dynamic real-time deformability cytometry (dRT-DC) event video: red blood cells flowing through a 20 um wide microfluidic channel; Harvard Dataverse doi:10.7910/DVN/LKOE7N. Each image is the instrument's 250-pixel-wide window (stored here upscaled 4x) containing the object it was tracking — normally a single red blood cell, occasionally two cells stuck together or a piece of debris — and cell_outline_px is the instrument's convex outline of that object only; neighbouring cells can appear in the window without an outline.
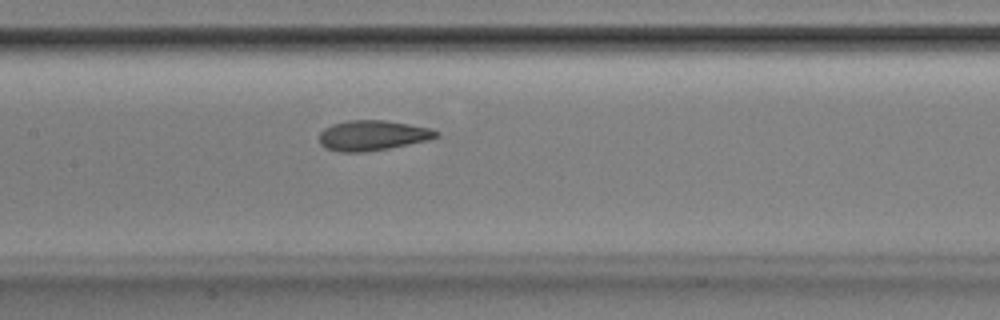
{"species": "Egyptian fruit bat (a non-hibernating species)", "species_latin": "Rousettus aegyptiacus", "temperature_condition": "room temperature", "stored_images_in_passage": 40, "camera_frame_rate_fps": 3000, "um_per_image_px": 0.085, "animal": {"sex": "male"}, "frame": {"image": 1, "passage_image": 13, "time_ms": 4.0, "image_size_px": [1000, 320], "cell_outline_px": [[440, 136], [428, 140], [388, 148], [364, 152], [340, 152], [324, 148], [320, 144], [320, 132], [324, 128], [332, 124], [348, 120], [384, 120], [432, 128], [440, 132]], "centroid_in_image_um": [31.67, 11.51], "position_along_channel_um": 175.7, "area_um2": 20.63}}
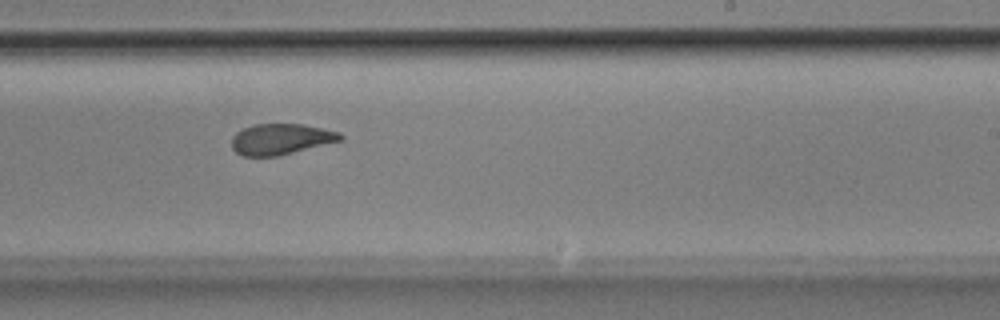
{"frame": {"image": 2, "passage_image": 20, "time_ms": 6.333, "image_size_px": [1000, 320], "cell_outline_px": [[344, 136], [340, 140], [276, 156], [244, 156], [236, 152], [232, 148], [232, 136], [236, 132], [252, 124], [304, 124], [340, 132]], "centroid_in_image_um": [23.83, 11.81], "position_along_channel_um": 265.2, "area_um2": 19.31}}
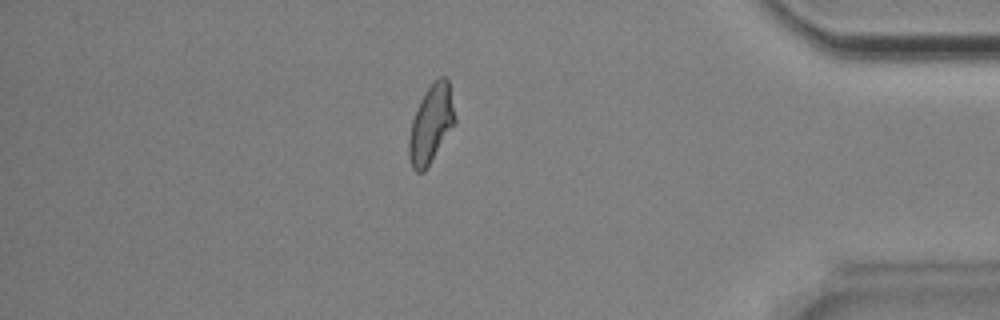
{"frame": {"image": 3, "passage_image": 33, "time_ms": 10.667, "image_size_px": [1000, 320], "cell_outline_px": [[456, 120], [424, 172], [416, 172], [412, 168], [408, 156], [408, 140], [412, 120], [420, 100], [428, 88], [440, 76], [448, 76], [456, 116]], "centroid_in_image_um": [36.63, 10.52], "position_along_channel_um": 398.6, "area_um2": 20.69}, "authors_computed_cell_mechanics": {"area_um2": 20.5479, "velocity_mm_per_s": 3.8534, "shape_relaxation_time_tau1_ms": 6.6036, "shape_relaxation_time_tau2_ms": 1.7203, "deformation_change_tau1": 0.1816, "deformation_change_tau2": 0.0899}}